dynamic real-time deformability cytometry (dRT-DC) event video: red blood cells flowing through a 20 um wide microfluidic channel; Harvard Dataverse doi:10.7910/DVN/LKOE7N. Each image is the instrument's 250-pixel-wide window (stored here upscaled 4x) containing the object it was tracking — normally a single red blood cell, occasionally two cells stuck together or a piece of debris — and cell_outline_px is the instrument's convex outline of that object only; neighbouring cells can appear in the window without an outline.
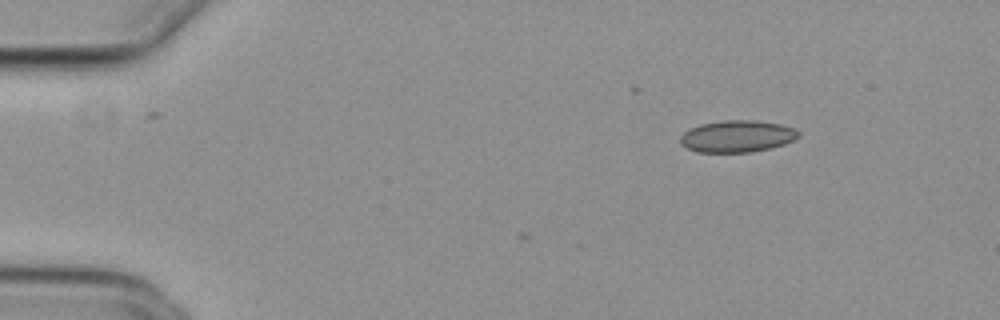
{"species": "common noctule bat (a hibernating species)", "species_latin": "Nyctalus noctula", "temperature_condition": "cold", "stored_images_in_passage": 5, "camera_frame_rate_fps": 3000, "um_per_image_px": 0.085, "animal": {"sex": "female", "body_mass_g": 29.2, "forearm_length_mm": 56.3}, "frame": {"image": 1, "passage_image": 1, "time_ms": 0.0, "image_size_px": [1000, 320], "cell_outline_px": [[800, 136], [784, 144], [772, 148], [752, 152], [696, 152], [680, 144], [680, 136], [684, 132], [700, 124], [724, 120], [756, 120], [780, 124], [792, 128], [800, 132]], "centroid_in_image_um": [62.66, 11.59], "position_along_channel_um": 22.3, "area_um2": 21.96}}